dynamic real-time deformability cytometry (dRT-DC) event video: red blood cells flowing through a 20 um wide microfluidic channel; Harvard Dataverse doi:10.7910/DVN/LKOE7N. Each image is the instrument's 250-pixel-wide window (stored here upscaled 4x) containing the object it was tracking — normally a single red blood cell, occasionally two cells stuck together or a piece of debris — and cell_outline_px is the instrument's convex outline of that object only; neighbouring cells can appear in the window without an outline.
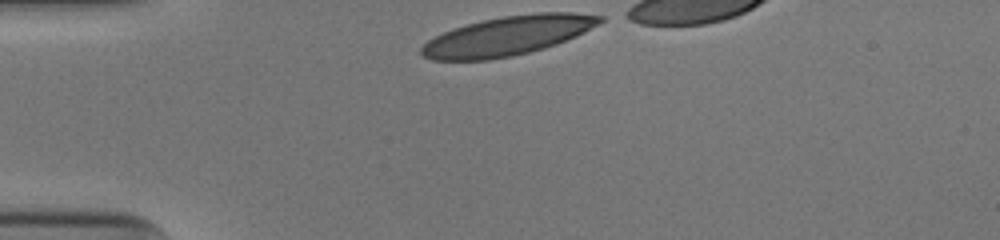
{"species": "human", "species_latin": "Homo sapiens", "temperature_condition": "cold", "stored_images_in_passage": 30, "camera_frame_rate_fps": 3000, "um_per_image_px": 0.085, "donor": {"sex": "male"}, "frame": {"image": 1, "passage_image": 1, "time_ms": 0.0, "image_size_px": [1000, 240], "cell_outline_px": [[604, 20], [584, 32], [576, 36], [556, 44], [544, 48], [512, 56], [488, 60], [432, 60], [424, 56], [420, 52], [420, 48], [428, 40], [452, 28], [484, 20], [504, 16], [536, 12], [572, 12], [604, 16]], "centroid_in_image_um": [43.16, 3.04], "position_along_channel_um": 41.8, "area_um2": 40.58}}
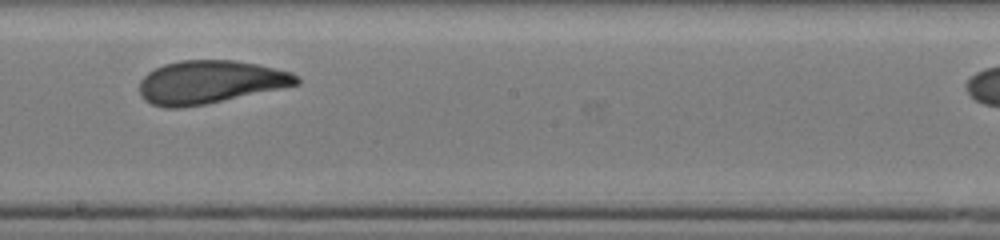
{"frame": {"image": 2, "passage_image": 18, "time_ms": 5.667, "image_size_px": [1000, 240], "cell_outline_px": [[300, 84], [204, 104], [180, 108], [164, 108], [152, 104], [144, 100], [140, 96], [140, 80], [148, 72], [164, 64], [180, 60], [232, 60], [256, 64], [292, 72], [300, 76]], "centroid_in_image_um": [17.83, 6.97], "position_along_channel_um": 230.4, "area_um2": 39.3}}
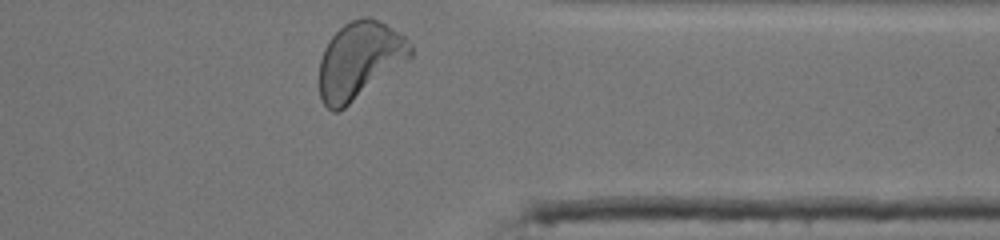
{"frame": {"image": 3, "passage_image": 30, "time_ms": 9.667, "image_size_px": [1000, 240], "cell_outline_px": [[412, 56], [408, 60], [340, 112], [332, 112], [324, 104], [320, 96], [320, 60], [324, 48], [328, 40], [344, 24], [352, 20], [364, 16], [368, 16], [392, 28], [404, 36], [412, 44]], "centroid_in_image_um": [30.55, 5.14], "position_along_channel_um": 380.8, "area_um2": 40.81}, "authors_computed_cell_mechanics": {"area_um2": 39.9976, "velocity_mm_per_s": 3.9086, "shape_relaxation_time_tau1_ms": 4.4966, "shape_relaxation_time_tau2_ms": 1.6474, "deformation_change_tau1": 0.185, "deformation_change_tau2": 0.0571}}